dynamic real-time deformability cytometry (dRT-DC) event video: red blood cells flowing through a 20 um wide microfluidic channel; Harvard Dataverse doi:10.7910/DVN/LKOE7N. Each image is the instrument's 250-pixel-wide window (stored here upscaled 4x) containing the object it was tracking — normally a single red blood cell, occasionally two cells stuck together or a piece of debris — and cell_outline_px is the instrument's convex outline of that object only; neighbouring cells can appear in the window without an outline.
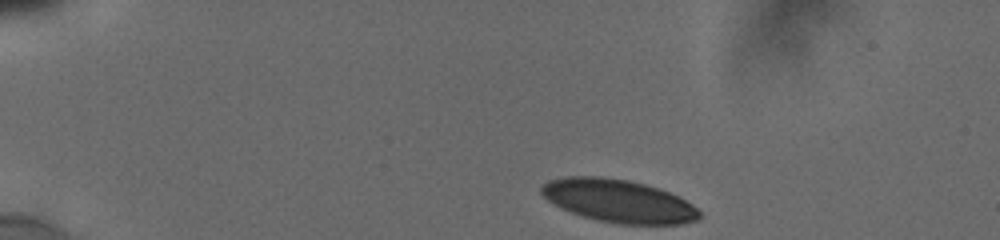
{"species": "human", "species_latin": "Homo sapiens", "temperature_condition": "cold", "stored_images_in_passage": 17, "camera_frame_rate_fps": 3000, "um_per_image_px": 0.085, "donor": {"sex": "male"}, "frame": {"image": 1, "passage_image": 1, "time_ms": 0.0, "image_size_px": [1000, 240], "cell_outline_px": [[700, 220], [684, 224], [616, 224], [596, 220], [580, 216], [560, 208], [548, 200], [540, 192], [540, 188], [548, 180], [568, 176], [600, 176], [628, 180], [644, 184], [668, 192], [692, 204], [700, 212]], "centroid_in_image_um": [52.55, 17.09], "position_along_channel_um": 32.5, "area_um2": 39.59}}
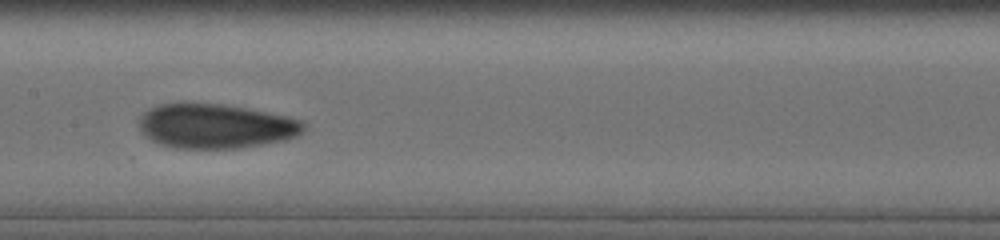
{"frame": {"image": 2, "passage_image": 11, "time_ms": 6.333, "image_size_px": [1000, 240], "cell_outline_px": [[308, 124], [304, 132], [288, 140], [240, 148], [176, 148], [160, 144], [152, 140], [140, 132], [140, 116], [148, 108], [156, 104], [180, 100], [184, 100], [224, 104], [288, 116], [304, 120]], "centroid_in_image_um": [18.33, 10.68], "position_along_channel_um": 189.1, "area_um2": 43.99}}
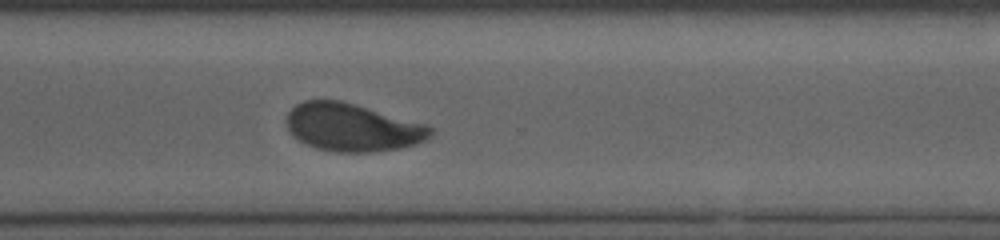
{"frame": {"image": 3, "passage_image": 17, "time_ms": 10.333, "image_size_px": [1000, 240], "cell_outline_px": [[432, 136], [416, 144], [400, 148], [368, 152], [340, 152], [316, 148], [304, 144], [288, 128], [288, 112], [296, 104], [304, 100], [340, 100], [428, 124], [432, 128]], "centroid_in_image_um": [29.99, 10.82], "position_along_channel_um": 340.6, "area_um2": 39.88}}